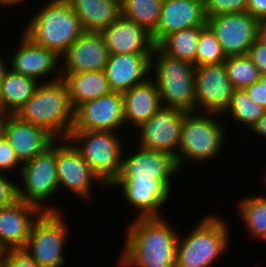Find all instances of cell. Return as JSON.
Segmentation results:
<instances>
[{"label": "cell", "mask_w": 266, "mask_h": 267, "mask_svg": "<svg viewBox=\"0 0 266 267\" xmlns=\"http://www.w3.org/2000/svg\"><path fill=\"white\" fill-rule=\"evenodd\" d=\"M20 165V166H19ZM22 163L18 160L15 151L11 147L9 141L4 138L0 140V171L4 173V171H9L12 169H16L18 166V172L22 168ZM3 171V172H2Z\"/></svg>", "instance_id": "35"}, {"label": "cell", "mask_w": 266, "mask_h": 267, "mask_svg": "<svg viewBox=\"0 0 266 267\" xmlns=\"http://www.w3.org/2000/svg\"><path fill=\"white\" fill-rule=\"evenodd\" d=\"M200 27L183 29L166 36L157 47L165 54L196 66Z\"/></svg>", "instance_id": "28"}, {"label": "cell", "mask_w": 266, "mask_h": 267, "mask_svg": "<svg viewBox=\"0 0 266 267\" xmlns=\"http://www.w3.org/2000/svg\"><path fill=\"white\" fill-rule=\"evenodd\" d=\"M206 17L247 12L248 0H204Z\"/></svg>", "instance_id": "34"}, {"label": "cell", "mask_w": 266, "mask_h": 267, "mask_svg": "<svg viewBox=\"0 0 266 267\" xmlns=\"http://www.w3.org/2000/svg\"><path fill=\"white\" fill-rule=\"evenodd\" d=\"M164 217H136L126 230L123 267H176L179 232ZM171 225V226H170Z\"/></svg>", "instance_id": "1"}, {"label": "cell", "mask_w": 266, "mask_h": 267, "mask_svg": "<svg viewBox=\"0 0 266 267\" xmlns=\"http://www.w3.org/2000/svg\"><path fill=\"white\" fill-rule=\"evenodd\" d=\"M121 187L122 197L135 209L139 218L163 217L161 208L170 198V191L160 180H115L110 188ZM160 209V210H159Z\"/></svg>", "instance_id": "22"}, {"label": "cell", "mask_w": 266, "mask_h": 267, "mask_svg": "<svg viewBox=\"0 0 266 267\" xmlns=\"http://www.w3.org/2000/svg\"><path fill=\"white\" fill-rule=\"evenodd\" d=\"M151 57L152 53L109 55L105 74L111 91L124 93L146 82L151 74Z\"/></svg>", "instance_id": "19"}, {"label": "cell", "mask_w": 266, "mask_h": 267, "mask_svg": "<svg viewBox=\"0 0 266 267\" xmlns=\"http://www.w3.org/2000/svg\"><path fill=\"white\" fill-rule=\"evenodd\" d=\"M265 111L266 109L254 102L247 91L242 88L234 90L231 103L224 114L232 115L235 122L238 121L245 127L247 125L248 129L251 130Z\"/></svg>", "instance_id": "31"}, {"label": "cell", "mask_w": 266, "mask_h": 267, "mask_svg": "<svg viewBox=\"0 0 266 267\" xmlns=\"http://www.w3.org/2000/svg\"><path fill=\"white\" fill-rule=\"evenodd\" d=\"M11 115L12 114L0 108V140L4 139L6 136V127L8 124V119Z\"/></svg>", "instance_id": "42"}, {"label": "cell", "mask_w": 266, "mask_h": 267, "mask_svg": "<svg viewBox=\"0 0 266 267\" xmlns=\"http://www.w3.org/2000/svg\"><path fill=\"white\" fill-rule=\"evenodd\" d=\"M237 204L248 236L266 241V195L242 197Z\"/></svg>", "instance_id": "29"}, {"label": "cell", "mask_w": 266, "mask_h": 267, "mask_svg": "<svg viewBox=\"0 0 266 267\" xmlns=\"http://www.w3.org/2000/svg\"><path fill=\"white\" fill-rule=\"evenodd\" d=\"M259 82L266 87V73L260 74Z\"/></svg>", "instance_id": "46"}, {"label": "cell", "mask_w": 266, "mask_h": 267, "mask_svg": "<svg viewBox=\"0 0 266 267\" xmlns=\"http://www.w3.org/2000/svg\"><path fill=\"white\" fill-rule=\"evenodd\" d=\"M19 176V182L22 183L21 187L18 184L19 200L37 206L42 212H59L56 206L47 205L45 202L59 190L57 140L32 160L24 163Z\"/></svg>", "instance_id": "8"}, {"label": "cell", "mask_w": 266, "mask_h": 267, "mask_svg": "<svg viewBox=\"0 0 266 267\" xmlns=\"http://www.w3.org/2000/svg\"><path fill=\"white\" fill-rule=\"evenodd\" d=\"M0 267H5V251L0 255Z\"/></svg>", "instance_id": "47"}, {"label": "cell", "mask_w": 266, "mask_h": 267, "mask_svg": "<svg viewBox=\"0 0 266 267\" xmlns=\"http://www.w3.org/2000/svg\"><path fill=\"white\" fill-rule=\"evenodd\" d=\"M65 81L73 110L84 102L97 99L111 92L105 71L67 74Z\"/></svg>", "instance_id": "26"}, {"label": "cell", "mask_w": 266, "mask_h": 267, "mask_svg": "<svg viewBox=\"0 0 266 267\" xmlns=\"http://www.w3.org/2000/svg\"><path fill=\"white\" fill-rule=\"evenodd\" d=\"M221 44L208 25L200 27V38L196 52V66L218 65L226 61Z\"/></svg>", "instance_id": "33"}, {"label": "cell", "mask_w": 266, "mask_h": 267, "mask_svg": "<svg viewBox=\"0 0 266 267\" xmlns=\"http://www.w3.org/2000/svg\"><path fill=\"white\" fill-rule=\"evenodd\" d=\"M84 31L101 32L121 16L118 0H68Z\"/></svg>", "instance_id": "25"}, {"label": "cell", "mask_w": 266, "mask_h": 267, "mask_svg": "<svg viewBox=\"0 0 266 267\" xmlns=\"http://www.w3.org/2000/svg\"><path fill=\"white\" fill-rule=\"evenodd\" d=\"M130 156L123 154L122 169L116 180H160L170 191L172 176L180 171L175 157L169 153L139 146ZM178 171V172H177Z\"/></svg>", "instance_id": "15"}, {"label": "cell", "mask_w": 266, "mask_h": 267, "mask_svg": "<svg viewBox=\"0 0 266 267\" xmlns=\"http://www.w3.org/2000/svg\"><path fill=\"white\" fill-rule=\"evenodd\" d=\"M247 55L251 58L260 74L266 73V44L263 40L258 37L249 48Z\"/></svg>", "instance_id": "38"}, {"label": "cell", "mask_w": 266, "mask_h": 267, "mask_svg": "<svg viewBox=\"0 0 266 267\" xmlns=\"http://www.w3.org/2000/svg\"><path fill=\"white\" fill-rule=\"evenodd\" d=\"M194 76L195 113L224 115L235 90L225 64L195 66Z\"/></svg>", "instance_id": "10"}, {"label": "cell", "mask_w": 266, "mask_h": 267, "mask_svg": "<svg viewBox=\"0 0 266 267\" xmlns=\"http://www.w3.org/2000/svg\"><path fill=\"white\" fill-rule=\"evenodd\" d=\"M42 211L22 200L6 207H0V247L24 249L34 221Z\"/></svg>", "instance_id": "18"}, {"label": "cell", "mask_w": 266, "mask_h": 267, "mask_svg": "<svg viewBox=\"0 0 266 267\" xmlns=\"http://www.w3.org/2000/svg\"><path fill=\"white\" fill-rule=\"evenodd\" d=\"M100 33L109 55L153 53L156 48L152 33L123 16L113 21Z\"/></svg>", "instance_id": "21"}, {"label": "cell", "mask_w": 266, "mask_h": 267, "mask_svg": "<svg viewBox=\"0 0 266 267\" xmlns=\"http://www.w3.org/2000/svg\"><path fill=\"white\" fill-rule=\"evenodd\" d=\"M116 132L71 131L68 138L106 188L119 177L125 153L123 141Z\"/></svg>", "instance_id": "7"}, {"label": "cell", "mask_w": 266, "mask_h": 267, "mask_svg": "<svg viewBox=\"0 0 266 267\" xmlns=\"http://www.w3.org/2000/svg\"><path fill=\"white\" fill-rule=\"evenodd\" d=\"M189 112L178 108L162 107L138 129L137 146L145 149L178 155L183 120Z\"/></svg>", "instance_id": "12"}, {"label": "cell", "mask_w": 266, "mask_h": 267, "mask_svg": "<svg viewBox=\"0 0 266 267\" xmlns=\"http://www.w3.org/2000/svg\"><path fill=\"white\" fill-rule=\"evenodd\" d=\"M218 116L221 117L219 114L202 112H189L185 116L178 155L175 158L179 169L186 165L185 161L188 159L203 163L214 159L220 153L225 142L226 130L217 119Z\"/></svg>", "instance_id": "6"}, {"label": "cell", "mask_w": 266, "mask_h": 267, "mask_svg": "<svg viewBox=\"0 0 266 267\" xmlns=\"http://www.w3.org/2000/svg\"><path fill=\"white\" fill-rule=\"evenodd\" d=\"M125 123L122 93L113 92L84 102L74 110L71 131H116Z\"/></svg>", "instance_id": "14"}, {"label": "cell", "mask_w": 266, "mask_h": 267, "mask_svg": "<svg viewBox=\"0 0 266 267\" xmlns=\"http://www.w3.org/2000/svg\"><path fill=\"white\" fill-rule=\"evenodd\" d=\"M249 97L266 109V87L259 81L245 88Z\"/></svg>", "instance_id": "39"}, {"label": "cell", "mask_w": 266, "mask_h": 267, "mask_svg": "<svg viewBox=\"0 0 266 267\" xmlns=\"http://www.w3.org/2000/svg\"><path fill=\"white\" fill-rule=\"evenodd\" d=\"M251 131H253L255 134H258L266 138V111L264 112L263 116L252 127Z\"/></svg>", "instance_id": "41"}, {"label": "cell", "mask_w": 266, "mask_h": 267, "mask_svg": "<svg viewBox=\"0 0 266 267\" xmlns=\"http://www.w3.org/2000/svg\"><path fill=\"white\" fill-rule=\"evenodd\" d=\"M39 83L32 77L9 69L0 85V108L15 115L33 96Z\"/></svg>", "instance_id": "27"}, {"label": "cell", "mask_w": 266, "mask_h": 267, "mask_svg": "<svg viewBox=\"0 0 266 267\" xmlns=\"http://www.w3.org/2000/svg\"><path fill=\"white\" fill-rule=\"evenodd\" d=\"M57 176L59 188L64 186L84 201L92 198V182L106 186L69 139H57Z\"/></svg>", "instance_id": "13"}, {"label": "cell", "mask_w": 266, "mask_h": 267, "mask_svg": "<svg viewBox=\"0 0 266 267\" xmlns=\"http://www.w3.org/2000/svg\"><path fill=\"white\" fill-rule=\"evenodd\" d=\"M258 37L266 44V20L260 22Z\"/></svg>", "instance_id": "44"}, {"label": "cell", "mask_w": 266, "mask_h": 267, "mask_svg": "<svg viewBox=\"0 0 266 267\" xmlns=\"http://www.w3.org/2000/svg\"><path fill=\"white\" fill-rule=\"evenodd\" d=\"M19 44L8 63L12 71L32 77L38 82L41 81L40 78L53 73L61 76L59 64L62 60L54 51L37 45L23 32Z\"/></svg>", "instance_id": "20"}, {"label": "cell", "mask_w": 266, "mask_h": 267, "mask_svg": "<svg viewBox=\"0 0 266 267\" xmlns=\"http://www.w3.org/2000/svg\"><path fill=\"white\" fill-rule=\"evenodd\" d=\"M4 252V250L0 247V255Z\"/></svg>", "instance_id": "48"}, {"label": "cell", "mask_w": 266, "mask_h": 267, "mask_svg": "<svg viewBox=\"0 0 266 267\" xmlns=\"http://www.w3.org/2000/svg\"><path fill=\"white\" fill-rule=\"evenodd\" d=\"M194 70L191 62L173 58L156 46L151 57L154 75L151 79L159 90L163 107L195 112Z\"/></svg>", "instance_id": "5"}, {"label": "cell", "mask_w": 266, "mask_h": 267, "mask_svg": "<svg viewBox=\"0 0 266 267\" xmlns=\"http://www.w3.org/2000/svg\"><path fill=\"white\" fill-rule=\"evenodd\" d=\"M247 12L260 22L266 20V0H248Z\"/></svg>", "instance_id": "40"}, {"label": "cell", "mask_w": 266, "mask_h": 267, "mask_svg": "<svg viewBox=\"0 0 266 267\" xmlns=\"http://www.w3.org/2000/svg\"><path fill=\"white\" fill-rule=\"evenodd\" d=\"M163 0H124L121 16L146 28L150 33L157 29Z\"/></svg>", "instance_id": "30"}, {"label": "cell", "mask_w": 266, "mask_h": 267, "mask_svg": "<svg viewBox=\"0 0 266 267\" xmlns=\"http://www.w3.org/2000/svg\"><path fill=\"white\" fill-rule=\"evenodd\" d=\"M207 25L204 0H163L161 16L152 34L157 46L171 33Z\"/></svg>", "instance_id": "17"}, {"label": "cell", "mask_w": 266, "mask_h": 267, "mask_svg": "<svg viewBox=\"0 0 266 267\" xmlns=\"http://www.w3.org/2000/svg\"><path fill=\"white\" fill-rule=\"evenodd\" d=\"M226 57L247 55L259 36L260 21L250 13H225L207 17Z\"/></svg>", "instance_id": "11"}, {"label": "cell", "mask_w": 266, "mask_h": 267, "mask_svg": "<svg viewBox=\"0 0 266 267\" xmlns=\"http://www.w3.org/2000/svg\"><path fill=\"white\" fill-rule=\"evenodd\" d=\"M26 0H0V6L3 8L4 7H10V6H15L16 4H19L21 2H24Z\"/></svg>", "instance_id": "45"}, {"label": "cell", "mask_w": 266, "mask_h": 267, "mask_svg": "<svg viewBox=\"0 0 266 267\" xmlns=\"http://www.w3.org/2000/svg\"><path fill=\"white\" fill-rule=\"evenodd\" d=\"M2 55L0 56V85L2 83V81L4 80V77L7 73V71L10 69L9 66H7L6 62H3L4 60H2Z\"/></svg>", "instance_id": "43"}, {"label": "cell", "mask_w": 266, "mask_h": 267, "mask_svg": "<svg viewBox=\"0 0 266 267\" xmlns=\"http://www.w3.org/2000/svg\"><path fill=\"white\" fill-rule=\"evenodd\" d=\"M229 229L221 216H205L188 236H179L176 267H212L230 245Z\"/></svg>", "instance_id": "4"}, {"label": "cell", "mask_w": 266, "mask_h": 267, "mask_svg": "<svg viewBox=\"0 0 266 267\" xmlns=\"http://www.w3.org/2000/svg\"><path fill=\"white\" fill-rule=\"evenodd\" d=\"M23 29L37 45L62 57L84 32L68 0H47Z\"/></svg>", "instance_id": "3"}, {"label": "cell", "mask_w": 266, "mask_h": 267, "mask_svg": "<svg viewBox=\"0 0 266 267\" xmlns=\"http://www.w3.org/2000/svg\"><path fill=\"white\" fill-rule=\"evenodd\" d=\"M5 267H40L25 249L5 251Z\"/></svg>", "instance_id": "36"}, {"label": "cell", "mask_w": 266, "mask_h": 267, "mask_svg": "<svg viewBox=\"0 0 266 267\" xmlns=\"http://www.w3.org/2000/svg\"><path fill=\"white\" fill-rule=\"evenodd\" d=\"M5 138L22 164L32 160L57 140L43 127L24 122L16 115L8 119Z\"/></svg>", "instance_id": "23"}, {"label": "cell", "mask_w": 266, "mask_h": 267, "mask_svg": "<svg viewBox=\"0 0 266 267\" xmlns=\"http://www.w3.org/2000/svg\"><path fill=\"white\" fill-rule=\"evenodd\" d=\"M224 64L235 89H245L259 81L260 72L248 55L227 57Z\"/></svg>", "instance_id": "32"}, {"label": "cell", "mask_w": 266, "mask_h": 267, "mask_svg": "<svg viewBox=\"0 0 266 267\" xmlns=\"http://www.w3.org/2000/svg\"><path fill=\"white\" fill-rule=\"evenodd\" d=\"M109 53L100 32L84 31L61 57V78L67 74L105 71Z\"/></svg>", "instance_id": "16"}, {"label": "cell", "mask_w": 266, "mask_h": 267, "mask_svg": "<svg viewBox=\"0 0 266 267\" xmlns=\"http://www.w3.org/2000/svg\"><path fill=\"white\" fill-rule=\"evenodd\" d=\"M44 81L38 84L33 96L15 115L24 122L43 127L56 139H68L73 128L74 110L67 85L61 76L56 75Z\"/></svg>", "instance_id": "2"}, {"label": "cell", "mask_w": 266, "mask_h": 267, "mask_svg": "<svg viewBox=\"0 0 266 267\" xmlns=\"http://www.w3.org/2000/svg\"><path fill=\"white\" fill-rule=\"evenodd\" d=\"M59 212H42L34 221L25 250L40 267H62L69 228ZM66 241V242H65Z\"/></svg>", "instance_id": "9"}, {"label": "cell", "mask_w": 266, "mask_h": 267, "mask_svg": "<svg viewBox=\"0 0 266 267\" xmlns=\"http://www.w3.org/2000/svg\"><path fill=\"white\" fill-rule=\"evenodd\" d=\"M122 95L125 124H131L133 128H139L163 107L159 90L151 77Z\"/></svg>", "instance_id": "24"}, {"label": "cell", "mask_w": 266, "mask_h": 267, "mask_svg": "<svg viewBox=\"0 0 266 267\" xmlns=\"http://www.w3.org/2000/svg\"><path fill=\"white\" fill-rule=\"evenodd\" d=\"M0 172V207L14 204L18 198V184Z\"/></svg>", "instance_id": "37"}]
</instances>
